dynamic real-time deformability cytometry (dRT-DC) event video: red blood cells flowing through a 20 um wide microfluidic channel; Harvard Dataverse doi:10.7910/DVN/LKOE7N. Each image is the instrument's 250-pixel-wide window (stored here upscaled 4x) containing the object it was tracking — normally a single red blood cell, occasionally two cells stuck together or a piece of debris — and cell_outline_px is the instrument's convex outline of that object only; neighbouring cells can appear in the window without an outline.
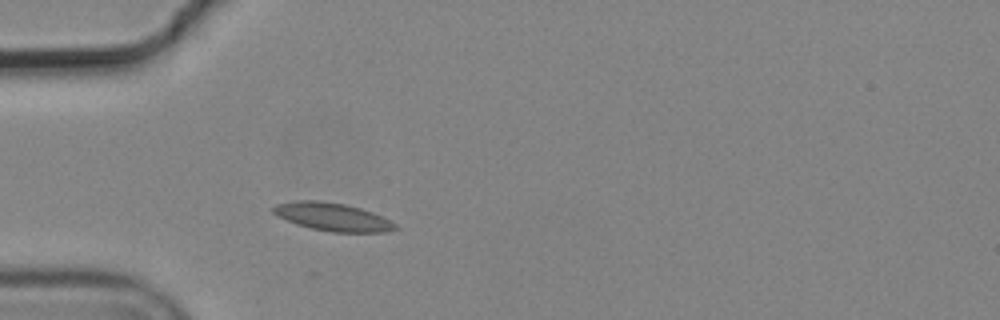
{"species": "common noctule bat (a hibernating species)", "species_latin": "Nyctalus noctula", "temperature_condition": "cold", "stored_images_in_passage": 1, "camera_frame_rate_fps": 3000, "um_per_image_px": 0.085, "animal": {"sex": "male", "body_mass_g": 19.2, "forearm_length_mm": 51.8}, "frame": {"image": 1, "passage_image": 1, "time_ms": 0.0, "image_size_px": [1000, 320], "cell_outline_px": [[400, 228], [388, 232], [332, 232], [312, 228], [296, 224], [276, 216], [272, 212], [272, 208], [276, 204], [296, 200], [320, 200], [344, 204], [360, 208], [372, 212], [396, 224]], "centroid_in_image_um": [28.24, 18.43], "position_along_channel_um": 56.8, "area_um2": 19.94}}